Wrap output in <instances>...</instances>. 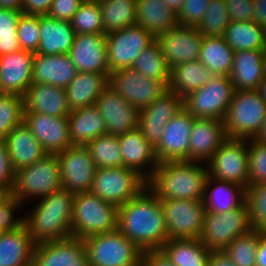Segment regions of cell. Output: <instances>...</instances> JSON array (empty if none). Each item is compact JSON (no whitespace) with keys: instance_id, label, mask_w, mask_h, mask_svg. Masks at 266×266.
I'll list each match as a JSON object with an SVG mask.
<instances>
[{"instance_id":"cell-1","label":"cell","mask_w":266,"mask_h":266,"mask_svg":"<svg viewBox=\"0 0 266 266\" xmlns=\"http://www.w3.org/2000/svg\"><path fill=\"white\" fill-rule=\"evenodd\" d=\"M117 229L142 252L160 250L168 240L160 199L144 188L118 207Z\"/></svg>"},{"instance_id":"cell-2","label":"cell","mask_w":266,"mask_h":266,"mask_svg":"<svg viewBox=\"0 0 266 266\" xmlns=\"http://www.w3.org/2000/svg\"><path fill=\"white\" fill-rule=\"evenodd\" d=\"M201 162H160L147 179L149 188L160 200H203L208 174Z\"/></svg>"},{"instance_id":"cell-3","label":"cell","mask_w":266,"mask_h":266,"mask_svg":"<svg viewBox=\"0 0 266 266\" xmlns=\"http://www.w3.org/2000/svg\"><path fill=\"white\" fill-rule=\"evenodd\" d=\"M74 193L67 189L54 191L38 200L24 224L35 243L72 236L71 220Z\"/></svg>"},{"instance_id":"cell-4","label":"cell","mask_w":266,"mask_h":266,"mask_svg":"<svg viewBox=\"0 0 266 266\" xmlns=\"http://www.w3.org/2000/svg\"><path fill=\"white\" fill-rule=\"evenodd\" d=\"M118 207L88 192L74 194L71 234L82 240L117 229Z\"/></svg>"},{"instance_id":"cell-5","label":"cell","mask_w":266,"mask_h":266,"mask_svg":"<svg viewBox=\"0 0 266 266\" xmlns=\"http://www.w3.org/2000/svg\"><path fill=\"white\" fill-rule=\"evenodd\" d=\"M266 118V102L257 89L234 91L224 118L227 138H255Z\"/></svg>"},{"instance_id":"cell-6","label":"cell","mask_w":266,"mask_h":266,"mask_svg":"<svg viewBox=\"0 0 266 266\" xmlns=\"http://www.w3.org/2000/svg\"><path fill=\"white\" fill-rule=\"evenodd\" d=\"M62 188L59 159L56 154H46L34 164L16 171L11 195L23 204L25 199H42Z\"/></svg>"},{"instance_id":"cell-7","label":"cell","mask_w":266,"mask_h":266,"mask_svg":"<svg viewBox=\"0 0 266 266\" xmlns=\"http://www.w3.org/2000/svg\"><path fill=\"white\" fill-rule=\"evenodd\" d=\"M89 266H140L142 251L118 229L83 240Z\"/></svg>"},{"instance_id":"cell-8","label":"cell","mask_w":266,"mask_h":266,"mask_svg":"<svg viewBox=\"0 0 266 266\" xmlns=\"http://www.w3.org/2000/svg\"><path fill=\"white\" fill-rule=\"evenodd\" d=\"M249 206H242L223 213H205L199 240L210 251H223L237 237L252 230Z\"/></svg>"},{"instance_id":"cell-9","label":"cell","mask_w":266,"mask_h":266,"mask_svg":"<svg viewBox=\"0 0 266 266\" xmlns=\"http://www.w3.org/2000/svg\"><path fill=\"white\" fill-rule=\"evenodd\" d=\"M146 187L147 180L133 169L97 168L90 192L120 207Z\"/></svg>"},{"instance_id":"cell-10","label":"cell","mask_w":266,"mask_h":266,"mask_svg":"<svg viewBox=\"0 0 266 266\" xmlns=\"http://www.w3.org/2000/svg\"><path fill=\"white\" fill-rule=\"evenodd\" d=\"M234 89L230 76H213L202 88L183 98V108L194 118L224 120Z\"/></svg>"},{"instance_id":"cell-11","label":"cell","mask_w":266,"mask_h":266,"mask_svg":"<svg viewBox=\"0 0 266 266\" xmlns=\"http://www.w3.org/2000/svg\"><path fill=\"white\" fill-rule=\"evenodd\" d=\"M168 239H199L206 209L203 200H160Z\"/></svg>"},{"instance_id":"cell-12","label":"cell","mask_w":266,"mask_h":266,"mask_svg":"<svg viewBox=\"0 0 266 266\" xmlns=\"http://www.w3.org/2000/svg\"><path fill=\"white\" fill-rule=\"evenodd\" d=\"M209 177L248 188L247 140L227 138L205 163Z\"/></svg>"},{"instance_id":"cell-13","label":"cell","mask_w":266,"mask_h":266,"mask_svg":"<svg viewBox=\"0 0 266 266\" xmlns=\"http://www.w3.org/2000/svg\"><path fill=\"white\" fill-rule=\"evenodd\" d=\"M155 39L151 32L137 24L106 34L110 74L131 68L136 57Z\"/></svg>"},{"instance_id":"cell-14","label":"cell","mask_w":266,"mask_h":266,"mask_svg":"<svg viewBox=\"0 0 266 266\" xmlns=\"http://www.w3.org/2000/svg\"><path fill=\"white\" fill-rule=\"evenodd\" d=\"M109 86L138 111L168 90V85L163 80L148 78L132 68L111 73Z\"/></svg>"},{"instance_id":"cell-15","label":"cell","mask_w":266,"mask_h":266,"mask_svg":"<svg viewBox=\"0 0 266 266\" xmlns=\"http://www.w3.org/2000/svg\"><path fill=\"white\" fill-rule=\"evenodd\" d=\"M56 155L59 159L62 187L74 194L90 191L97 166L88 149L72 145Z\"/></svg>"},{"instance_id":"cell-16","label":"cell","mask_w":266,"mask_h":266,"mask_svg":"<svg viewBox=\"0 0 266 266\" xmlns=\"http://www.w3.org/2000/svg\"><path fill=\"white\" fill-rule=\"evenodd\" d=\"M32 266H89L83 240L70 236L36 243Z\"/></svg>"},{"instance_id":"cell-17","label":"cell","mask_w":266,"mask_h":266,"mask_svg":"<svg viewBox=\"0 0 266 266\" xmlns=\"http://www.w3.org/2000/svg\"><path fill=\"white\" fill-rule=\"evenodd\" d=\"M182 109L183 98L168 89L158 99L139 111L138 128L155 147L164 133L165 125Z\"/></svg>"},{"instance_id":"cell-18","label":"cell","mask_w":266,"mask_h":266,"mask_svg":"<svg viewBox=\"0 0 266 266\" xmlns=\"http://www.w3.org/2000/svg\"><path fill=\"white\" fill-rule=\"evenodd\" d=\"M156 39L171 69L198 60L204 37L196 27L177 25Z\"/></svg>"},{"instance_id":"cell-19","label":"cell","mask_w":266,"mask_h":266,"mask_svg":"<svg viewBox=\"0 0 266 266\" xmlns=\"http://www.w3.org/2000/svg\"><path fill=\"white\" fill-rule=\"evenodd\" d=\"M195 118L184 108L166 125L159 143L154 147L158 162L188 161L189 137Z\"/></svg>"},{"instance_id":"cell-20","label":"cell","mask_w":266,"mask_h":266,"mask_svg":"<svg viewBox=\"0 0 266 266\" xmlns=\"http://www.w3.org/2000/svg\"><path fill=\"white\" fill-rule=\"evenodd\" d=\"M23 122L47 154H58L72 146L67 117L24 112Z\"/></svg>"},{"instance_id":"cell-21","label":"cell","mask_w":266,"mask_h":266,"mask_svg":"<svg viewBox=\"0 0 266 266\" xmlns=\"http://www.w3.org/2000/svg\"><path fill=\"white\" fill-rule=\"evenodd\" d=\"M95 106L102 115L106 134L121 135L138 128L139 111L108 86Z\"/></svg>"},{"instance_id":"cell-22","label":"cell","mask_w":266,"mask_h":266,"mask_svg":"<svg viewBox=\"0 0 266 266\" xmlns=\"http://www.w3.org/2000/svg\"><path fill=\"white\" fill-rule=\"evenodd\" d=\"M68 56L77 72L110 74L106 34H76Z\"/></svg>"},{"instance_id":"cell-23","label":"cell","mask_w":266,"mask_h":266,"mask_svg":"<svg viewBox=\"0 0 266 266\" xmlns=\"http://www.w3.org/2000/svg\"><path fill=\"white\" fill-rule=\"evenodd\" d=\"M226 139L223 120L195 118L189 137L188 161L207 163Z\"/></svg>"},{"instance_id":"cell-24","label":"cell","mask_w":266,"mask_h":266,"mask_svg":"<svg viewBox=\"0 0 266 266\" xmlns=\"http://www.w3.org/2000/svg\"><path fill=\"white\" fill-rule=\"evenodd\" d=\"M34 55L21 49L0 56V84L5 93L25 95L32 85Z\"/></svg>"},{"instance_id":"cell-25","label":"cell","mask_w":266,"mask_h":266,"mask_svg":"<svg viewBox=\"0 0 266 266\" xmlns=\"http://www.w3.org/2000/svg\"><path fill=\"white\" fill-rule=\"evenodd\" d=\"M117 137L121 148L123 167L137 171L147 180L159 164L154 147L139 128ZM145 167H149L150 170L148 169L147 172Z\"/></svg>"},{"instance_id":"cell-26","label":"cell","mask_w":266,"mask_h":266,"mask_svg":"<svg viewBox=\"0 0 266 266\" xmlns=\"http://www.w3.org/2000/svg\"><path fill=\"white\" fill-rule=\"evenodd\" d=\"M23 99L24 112L42 113L55 117H68L71 113L65 88L50 84H32Z\"/></svg>"},{"instance_id":"cell-27","label":"cell","mask_w":266,"mask_h":266,"mask_svg":"<svg viewBox=\"0 0 266 266\" xmlns=\"http://www.w3.org/2000/svg\"><path fill=\"white\" fill-rule=\"evenodd\" d=\"M77 69L68 54H35L32 67V84H50L66 88Z\"/></svg>"},{"instance_id":"cell-28","label":"cell","mask_w":266,"mask_h":266,"mask_svg":"<svg viewBox=\"0 0 266 266\" xmlns=\"http://www.w3.org/2000/svg\"><path fill=\"white\" fill-rule=\"evenodd\" d=\"M75 35L70 21L40 15V45L35 54H68Z\"/></svg>"},{"instance_id":"cell-29","label":"cell","mask_w":266,"mask_h":266,"mask_svg":"<svg viewBox=\"0 0 266 266\" xmlns=\"http://www.w3.org/2000/svg\"><path fill=\"white\" fill-rule=\"evenodd\" d=\"M110 74L77 72L65 88L71 111L94 105L109 86Z\"/></svg>"},{"instance_id":"cell-30","label":"cell","mask_w":266,"mask_h":266,"mask_svg":"<svg viewBox=\"0 0 266 266\" xmlns=\"http://www.w3.org/2000/svg\"><path fill=\"white\" fill-rule=\"evenodd\" d=\"M3 142L8 147L16 171L34 164L47 154L24 122L15 127Z\"/></svg>"},{"instance_id":"cell-31","label":"cell","mask_w":266,"mask_h":266,"mask_svg":"<svg viewBox=\"0 0 266 266\" xmlns=\"http://www.w3.org/2000/svg\"><path fill=\"white\" fill-rule=\"evenodd\" d=\"M245 202V188L232 182L217 180L208 176L203 196L206 212L223 213L231 211L242 206Z\"/></svg>"},{"instance_id":"cell-32","label":"cell","mask_w":266,"mask_h":266,"mask_svg":"<svg viewBox=\"0 0 266 266\" xmlns=\"http://www.w3.org/2000/svg\"><path fill=\"white\" fill-rule=\"evenodd\" d=\"M264 50L235 51L230 74L234 91L258 89L263 74Z\"/></svg>"},{"instance_id":"cell-33","label":"cell","mask_w":266,"mask_h":266,"mask_svg":"<svg viewBox=\"0 0 266 266\" xmlns=\"http://www.w3.org/2000/svg\"><path fill=\"white\" fill-rule=\"evenodd\" d=\"M35 242L25 224L0 236V266H32Z\"/></svg>"},{"instance_id":"cell-34","label":"cell","mask_w":266,"mask_h":266,"mask_svg":"<svg viewBox=\"0 0 266 266\" xmlns=\"http://www.w3.org/2000/svg\"><path fill=\"white\" fill-rule=\"evenodd\" d=\"M67 119L72 145L85 146L94 138L106 134L104 120L95 104L71 111Z\"/></svg>"},{"instance_id":"cell-35","label":"cell","mask_w":266,"mask_h":266,"mask_svg":"<svg viewBox=\"0 0 266 266\" xmlns=\"http://www.w3.org/2000/svg\"><path fill=\"white\" fill-rule=\"evenodd\" d=\"M137 25L155 37L177 26V15L163 0H136Z\"/></svg>"},{"instance_id":"cell-36","label":"cell","mask_w":266,"mask_h":266,"mask_svg":"<svg viewBox=\"0 0 266 266\" xmlns=\"http://www.w3.org/2000/svg\"><path fill=\"white\" fill-rule=\"evenodd\" d=\"M213 76L200 60L183 63L171 68L168 89L184 98L206 85Z\"/></svg>"},{"instance_id":"cell-37","label":"cell","mask_w":266,"mask_h":266,"mask_svg":"<svg viewBox=\"0 0 266 266\" xmlns=\"http://www.w3.org/2000/svg\"><path fill=\"white\" fill-rule=\"evenodd\" d=\"M160 250L174 266H207L211 253L199 239H168Z\"/></svg>"},{"instance_id":"cell-38","label":"cell","mask_w":266,"mask_h":266,"mask_svg":"<svg viewBox=\"0 0 266 266\" xmlns=\"http://www.w3.org/2000/svg\"><path fill=\"white\" fill-rule=\"evenodd\" d=\"M235 51L223 36L204 37L199 58L215 76H230Z\"/></svg>"},{"instance_id":"cell-39","label":"cell","mask_w":266,"mask_h":266,"mask_svg":"<svg viewBox=\"0 0 266 266\" xmlns=\"http://www.w3.org/2000/svg\"><path fill=\"white\" fill-rule=\"evenodd\" d=\"M223 37L234 51L266 49V30L253 20L231 21Z\"/></svg>"},{"instance_id":"cell-40","label":"cell","mask_w":266,"mask_h":266,"mask_svg":"<svg viewBox=\"0 0 266 266\" xmlns=\"http://www.w3.org/2000/svg\"><path fill=\"white\" fill-rule=\"evenodd\" d=\"M104 33L137 24L136 0H98Z\"/></svg>"},{"instance_id":"cell-41","label":"cell","mask_w":266,"mask_h":266,"mask_svg":"<svg viewBox=\"0 0 266 266\" xmlns=\"http://www.w3.org/2000/svg\"><path fill=\"white\" fill-rule=\"evenodd\" d=\"M131 68L148 78L163 80L167 85L169 84L171 69L157 39L136 57Z\"/></svg>"},{"instance_id":"cell-42","label":"cell","mask_w":266,"mask_h":266,"mask_svg":"<svg viewBox=\"0 0 266 266\" xmlns=\"http://www.w3.org/2000/svg\"><path fill=\"white\" fill-rule=\"evenodd\" d=\"M91 158L97 168L123 167L121 148L118 137L111 134H104L87 143Z\"/></svg>"},{"instance_id":"cell-43","label":"cell","mask_w":266,"mask_h":266,"mask_svg":"<svg viewBox=\"0 0 266 266\" xmlns=\"http://www.w3.org/2000/svg\"><path fill=\"white\" fill-rule=\"evenodd\" d=\"M225 0H210L203 20L196 26L203 37L224 36L225 29L231 23Z\"/></svg>"},{"instance_id":"cell-44","label":"cell","mask_w":266,"mask_h":266,"mask_svg":"<svg viewBox=\"0 0 266 266\" xmlns=\"http://www.w3.org/2000/svg\"><path fill=\"white\" fill-rule=\"evenodd\" d=\"M260 240V231L250 230L237 237L223 251L235 266H255L256 250Z\"/></svg>"},{"instance_id":"cell-45","label":"cell","mask_w":266,"mask_h":266,"mask_svg":"<svg viewBox=\"0 0 266 266\" xmlns=\"http://www.w3.org/2000/svg\"><path fill=\"white\" fill-rule=\"evenodd\" d=\"M70 22L76 34L104 33L98 0H84Z\"/></svg>"},{"instance_id":"cell-46","label":"cell","mask_w":266,"mask_h":266,"mask_svg":"<svg viewBox=\"0 0 266 266\" xmlns=\"http://www.w3.org/2000/svg\"><path fill=\"white\" fill-rule=\"evenodd\" d=\"M23 118V96L5 93L0 97V141H4L15 127L23 123Z\"/></svg>"},{"instance_id":"cell-47","label":"cell","mask_w":266,"mask_h":266,"mask_svg":"<svg viewBox=\"0 0 266 266\" xmlns=\"http://www.w3.org/2000/svg\"><path fill=\"white\" fill-rule=\"evenodd\" d=\"M21 11L0 8V56L21 50L17 35Z\"/></svg>"},{"instance_id":"cell-48","label":"cell","mask_w":266,"mask_h":266,"mask_svg":"<svg viewBox=\"0 0 266 266\" xmlns=\"http://www.w3.org/2000/svg\"><path fill=\"white\" fill-rule=\"evenodd\" d=\"M250 222L253 229L266 232V182L249 186L246 190Z\"/></svg>"},{"instance_id":"cell-49","label":"cell","mask_w":266,"mask_h":266,"mask_svg":"<svg viewBox=\"0 0 266 266\" xmlns=\"http://www.w3.org/2000/svg\"><path fill=\"white\" fill-rule=\"evenodd\" d=\"M247 142L249 187L266 182V143L256 138L247 139Z\"/></svg>"},{"instance_id":"cell-50","label":"cell","mask_w":266,"mask_h":266,"mask_svg":"<svg viewBox=\"0 0 266 266\" xmlns=\"http://www.w3.org/2000/svg\"><path fill=\"white\" fill-rule=\"evenodd\" d=\"M17 35L22 50L36 53L40 45V15L21 13Z\"/></svg>"},{"instance_id":"cell-51","label":"cell","mask_w":266,"mask_h":266,"mask_svg":"<svg viewBox=\"0 0 266 266\" xmlns=\"http://www.w3.org/2000/svg\"><path fill=\"white\" fill-rule=\"evenodd\" d=\"M210 0H184L183 6L177 15V24L180 26L196 27L203 20Z\"/></svg>"},{"instance_id":"cell-52","label":"cell","mask_w":266,"mask_h":266,"mask_svg":"<svg viewBox=\"0 0 266 266\" xmlns=\"http://www.w3.org/2000/svg\"><path fill=\"white\" fill-rule=\"evenodd\" d=\"M22 203H20L12 195L0 206V228L4 232L12 231L21 228L24 225L25 218L14 217V211L20 208ZM20 206V207H19Z\"/></svg>"},{"instance_id":"cell-53","label":"cell","mask_w":266,"mask_h":266,"mask_svg":"<svg viewBox=\"0 0 266 266\" xmlns=\"http://www.w3.org/2000/svg\"><path fill=\"white\" fill-rule=\"evenodd\" d=\"M15 175L16 170L12 165L8 147L3 141H0V188L12 193Z\"/></svg>"},{"instance_id":"cell-54","label":"cell","mask_w":266,"mask_h":266,"mask_svg":"<svg viewBox=\"0 0 266 266\" xmlns=\"http://www.w3.org/2000/svg\"><path fill=\"white\" fill-rule=\"evenodd\" d=\"M232 21H250L254 16L253 0H225Z\"/></svg>"},{"instance_id":"cell-55","label":"cell","mask_w":266,"mask_h":266,"mask_svg":"<svg viewBox=\"0 0 266 266\" xmlns=\"http://www.w3.org/2000/svg\"><path fill=\"white\" fill-rule=\"evenodd\" d=\"M84 0H53L47 13L58 20L71 21Z\"/></svg>"},{"instance_id":"cell-56","label":"cell","mask_w":266,"mask_h":266,"mask_svg":"<svg viewBox=\"0 0 266 266\" xmlns=\"http://www.w3.org/2000/svg\"><path fill=\"white\" fill-rule=\"evenodd\" d=\"M53 0H23V14L47 15Z\"/></svg>"},{"instance_id":"cell-57","label":"cell","mask_w":266,"mask_h":266,"mask_svg":"<svg viewBox=\"0 0 266 266\" xmlns=\"http://www.w3.org/2000/svg\"><path fill=\"white\" fill-rule=\"evenodd\" d=\"M140 266H174L161 250L142 253Z\"/></svg>"},{"instance_id":"cell-58","label":"cell","mask_w":266,"mask_h":266,"mask_svg":"<svg viewBox=\"0 0 266 266\" xmlns=\"http://www.w3.org/2000/svg\"><path fill=\"white\" fill-rule=\"evenodd\" d=\"M253 21L266 30V0H253Z\"/></svg>"},{"instance_id":"cell-59","label":"cell","mask_w":266,"mask_h":266,"mask_svg":"<svg viewBox=\"0 0 266 266\" xmlns=\"http://www.w3.org/2000/svg\"><path fill=\"white\" fill-rule=\"evenodd\" d=\"M207 266H235L224 251H211Z\"/></svg>"},{"instance_id":"cell-60","label":"cell","mask_w":266,"mask_h":266,"mask_svg":"<svg viewBox=\"0 0 266 266\" xmlns=\"http://www.w3.org/2000/svg\"><path fill=\"white\" fill-rule=\"evenodd\" d=\"M255 266H266V232H260V240L256 250Z\"/></svg>"},{"instance_id":"cell-61","label":"cell","mask_w":266,"mask_h":266,"mask_svg":"<svg viewBox=\"0 0 266 266\" xmlns=\"http://www.w3.org/2000/svg\"><path fill=\"white\" fill-rule=\"evenodd\" d=\"M23 0H0V8L21 11Z\"/></svg>"},{"instance_id":"cell-62","label":"cell","mask_w":266,"mask_h":266,"mask_svg":"<svg viewBox=\"0 0 266 266\" xmlns=\"http://www.w3.org/2000/svg\"><path fill=\"white\" fill-rule=\"evenodd\" d=\"M163 1L166 3V6L170 8L176 15H178L184 3V0H163Z\"/></svg>"},{"instance_id":"cell-63","label":"cell","mask_w":266,"mask_h":266,"mask_svg":"<svg viewBox=\"0 0 266 266\" xmlns=\"http://www.w3.org/2000/svg\"><path fill=\"white\" fill-rule=\"evenodd\" d=\"M258 92L262 99L266 102V76L262 78V80L259 83Z\"/></svg>"},{"instance_id":"cell-64","label":"cell","mask_w":266,"mask_h":266,"mask_svg":"<svg viewBox=\"0 0 266 266\" xmlns=\"http://www.w3.org/2000/svg\"><path fill=\"white\" fill-rule=\"evenodd\" d=\"M255 138L261 142L266 143V118L263 122L261 131L258 133V135Z\"/></svg>"},{"instance_id":"cell-65","label":"cell","mask_w":266,"mask_h":266,"mask_svg":"<svg viewBox=\"0 0 266 266\" xmlns=\"http://www.w3.org/2000/svg\"><path fill=\"white\" fill-rule=\"evenodd\" d=\"M11 196V193L4 189L0 188V206Z\"/></svg>"},{"instance_id":"cell-66","label":"cell","mask_w":266,"mask_h":266,"mask_svg":"<svg viewBox=\"0 0 266 266\" xmlns=\"http://www.w3.org/2000/svg\"><path fill=\"white\" fill-rule=\"evenodd\" d=\"M263 74L264 76H266V49L264 50V53H263Z\"/></svg>"},{"instance_id":"cell-67","label":"cell","mask_w":266,"mask_h":266,"mask_svg":"<svg viewBox=\"0 0 266 266\" xmlns=\"http://www.w3.org/2000/svg\"><path fill=\"white\" fill-rule=\"evenodd\" d=\"M5 94V92L3 91L1 84H0V97H2Z\"/></svg>"},{"instance_id":"cell-68","label":"cell","mask_w":266,"mask_h":266,"mask_svg":"<svg viewBox=\"0 0 266 266\" xmlns=\"http://www.w3.org/2000/svg\"><path fill=\"white\" fill-rule=\"evenodd\" d=\"M3 233H4V231H3V230H1V228H0V236H1Z\"/></svg>"}]
</instances>
